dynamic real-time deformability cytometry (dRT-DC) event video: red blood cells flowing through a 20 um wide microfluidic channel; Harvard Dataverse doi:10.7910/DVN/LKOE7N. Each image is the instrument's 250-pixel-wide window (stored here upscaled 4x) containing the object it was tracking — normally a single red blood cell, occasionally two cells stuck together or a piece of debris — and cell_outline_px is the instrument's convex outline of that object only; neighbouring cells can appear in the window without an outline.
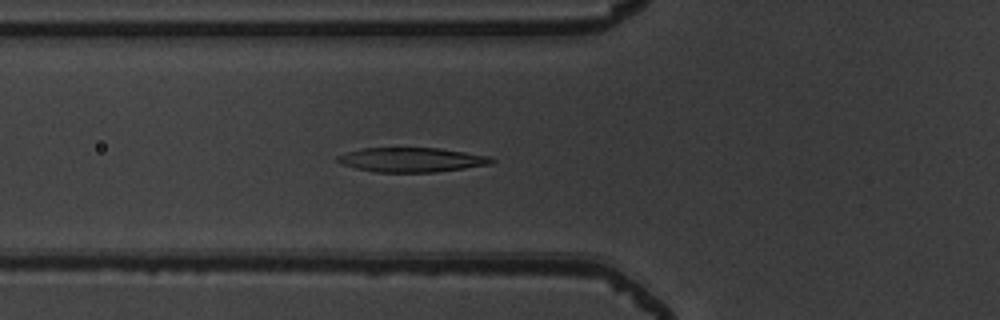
{"species": "common noctule bat (a hibernating species)", "species_latin": "Nyctalus noctula", "temperature_condition": "warm", "stored_images_in_passage": 42, "camera_frame_rate_fps": 3000, "um_per_image_px": 0.085, "animal": {"sex": "male", "body_mass_g": 19.5, "forearm_length_mm": 54.6}, "frame": {"image": 1, "passage_image": 19, "time_ms": 6.0, "image_size_px": [1000, 320], "cell_outline_px": [[496, 160], [492, 164], [436, 172], [376, 172], [356, 168], [340, 164], [336, 160], [336, 156], [360, 148], [440, 148], [492, 156]], "centroid_in_image_um": [35.01, 13.58], "position_along_channel_um": 90.8, "area_um2": 22.08}}
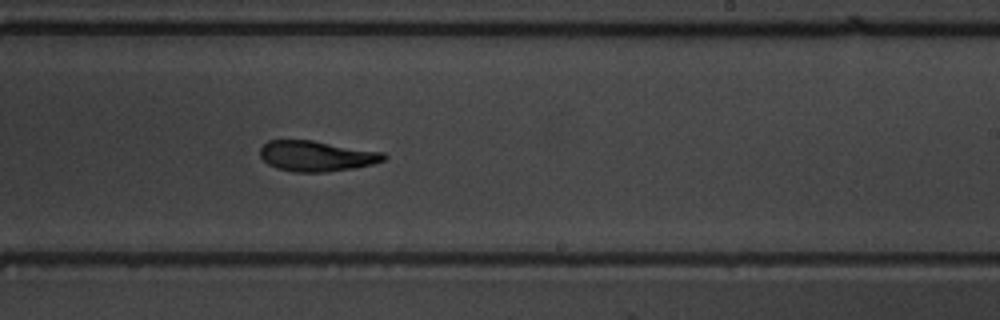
{"frame": {"image": 2, "passage_image": 32, "time_ms": 10.333, "image_size_px": [1000, 320], "cell_outline_px": [[388, 156], [384, 160], [372, 164], [352, 168], [324, 172], [292, 172], [276, 168], [268, 164], [260, 156], [260, 148], [268, 140], [312, 140], [384, 152]], "centroid_in_image_um": [26.9, 13.26], "position_along_channel_um": 262.1, "area_um2": 22.02}}
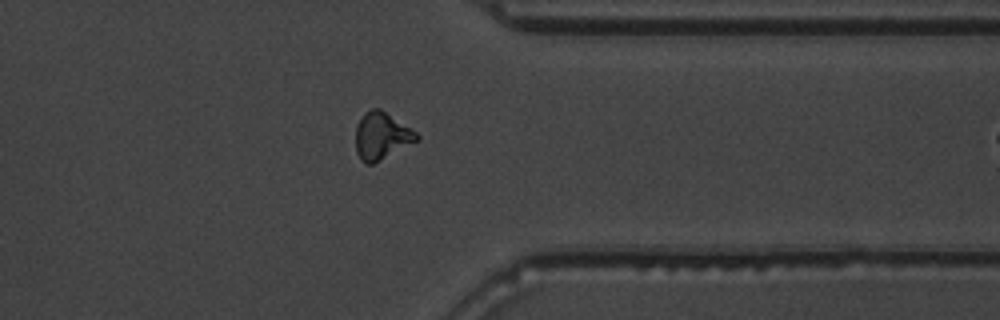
{"frame": {"image": 3, "passage_image": 41, "time_ms": 13.333, "image_size_px": [1000, 320], "cell_outline_px": [[420, 140], [372, 164], [368, 164], [360, 160], [356, 152], [356, 124], [364, 112], [372, 108], [380, 108], [416, 132], [420, 136]], "centroid_in_image_um": [32.42, 11.55], "position_along_channel_um": 379.0, "area_um2": 16.82}}